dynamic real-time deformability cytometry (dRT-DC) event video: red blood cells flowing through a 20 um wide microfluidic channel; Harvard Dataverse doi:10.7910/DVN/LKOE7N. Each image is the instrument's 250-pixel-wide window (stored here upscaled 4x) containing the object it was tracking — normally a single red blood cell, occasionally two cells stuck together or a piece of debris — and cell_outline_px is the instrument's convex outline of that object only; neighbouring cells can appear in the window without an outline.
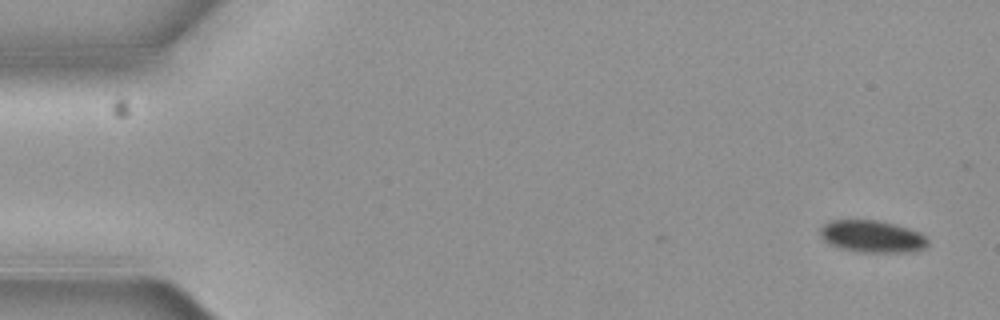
{"species": "common noctule bat (a hibernating species)", "species_latin": "Nyctalus noctula", "temperature_condition": "cold", "stored_images_in_passage": 9, "camera_frame_rate_fps": 3000, "um_per_image_px": 0.085, "animal": {"sex": "female", "body_mass_g": 19.3, "forearm_length_mm": 54.1}, "frame": {"image": 1, "passage_image": 1, "time_ms": 0.0, "image_size_px": [1000, 320], "cell_outline_px": [[928, 244], [924, 248], [908, 252], [856, 252], [840, 248], [828, 244], [820, 236], [820, 228], [824, 224], [832, 220], [876, 220], [896, 224], [920, 232], [928, 240]], "centroid_in_image_um": [74.11, 20.1], "position_along_channel_um": 10.9, "area_um2": 20.23}}
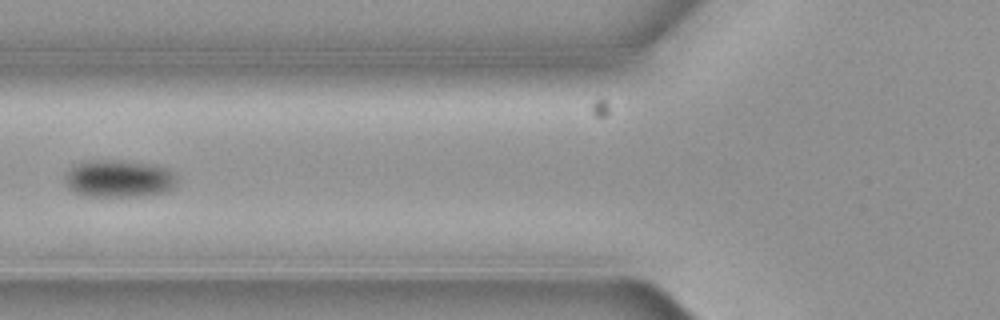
{"frame": {"image": 2, "passage_image": 6, "time_ms": 1.667, "image_size_px": [1000, 320], "cell_outline_px": [[176, 184], [168, 192], [152, 196], [88, 196], [72, 192], [68, 188], [64, 180], [64, 172], [68, 168], [84, 160], [124, 160], [156, 164], [168, 168], [176, 176]], "centroid_in_image_um": [10.1, 15.18], "position_along_channel_um": 115.7, "area_um2": 25.26}}
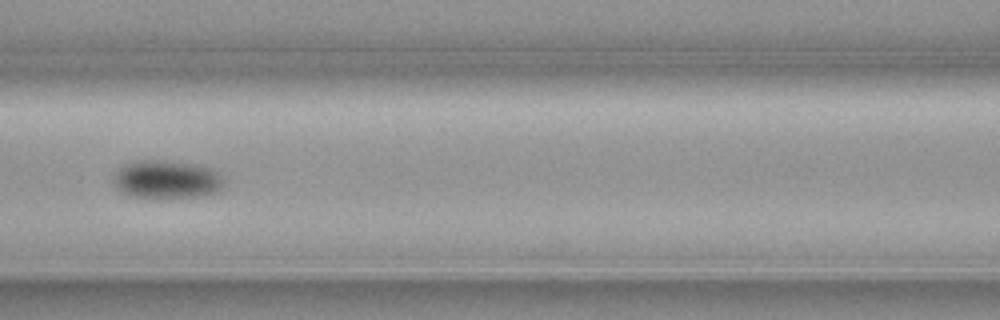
{"frame": {"image": 3, "passage_image": 7, "time_ms": 2.0, "image_size_px": [1000, 320], "cell_outline_px": [[224, 188], [220, 192], [200, 196], [152, 200], [128, 196], [120, 192], [116, 188], [112, 180], [116, 172], [124, 164], [136, 160], [164, 160], [192, 164], [212, 168], [224, 180]], "centroid_in_image_um": [14.14, 15.3], "position_along_channel_um": 152.5, "area_um2": 25.49}}